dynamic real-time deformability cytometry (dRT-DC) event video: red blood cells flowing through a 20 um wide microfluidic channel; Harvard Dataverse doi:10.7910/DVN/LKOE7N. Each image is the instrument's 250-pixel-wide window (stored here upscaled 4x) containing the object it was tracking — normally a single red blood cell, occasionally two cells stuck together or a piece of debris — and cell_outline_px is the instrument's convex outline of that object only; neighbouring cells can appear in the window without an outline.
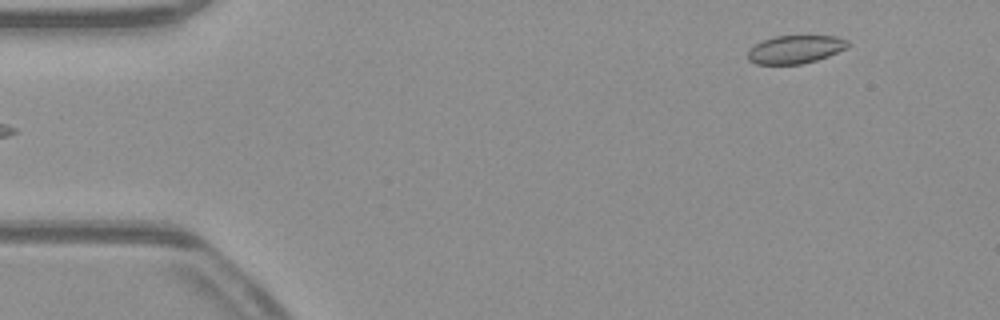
{"species": "common noctule bat (a hibernating species)", "species_latin": "Nyctalus noctula", "temperature_condition": "warm", "stored_images_in_passage": 49, "camera_frame_rate_fps": 3000, "um_per_image_px": 0.085, "animal": {"sex": "male", "body_mass_g": 23.1, "forearm_length_mm": 52.7}, "frame": {"image": 1, "passage_image": 2, "time_ms": 0.333, "image_size_px": [1000, 320], "cell_outline_px": [[848, 48], [828, 56], [816, 60], [800, 64], [756, 64], [748, 60], [748, 52], [756, 44], [764, 40], [776, 36], [836, 36], [848, 40]], "centroid_in_image_um": [67.63, 4.2], "position_along_channel_um": 17.4, "area_um2": 16.24}}
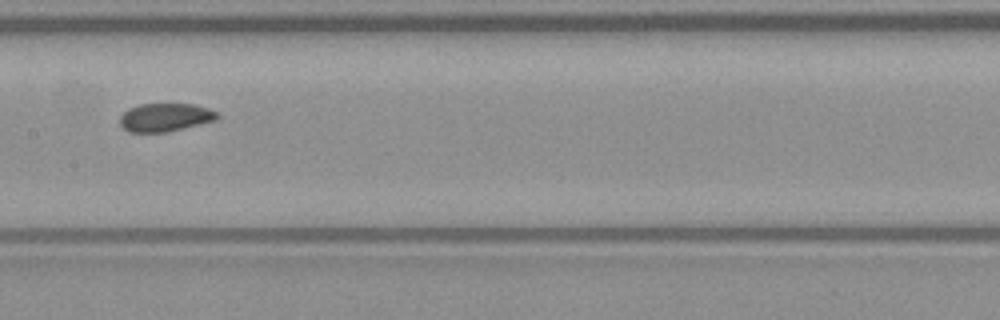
{"frame": {"image": 2, "passage_image": 23, "time_ms": 7.333, "image_size_px": [1000, 320], "cell_outline_px": [[220, 116], [216, 120], [164, 132], [128, 132], [120, 124], [120, 116], [128, 108], [140, 104], [192, 104], [208, 108], [216, 112]], "centroid_in_image_um": [14.01, 9.97], "position_along_channel_um": 193.4, "area_um2": 15.84}}
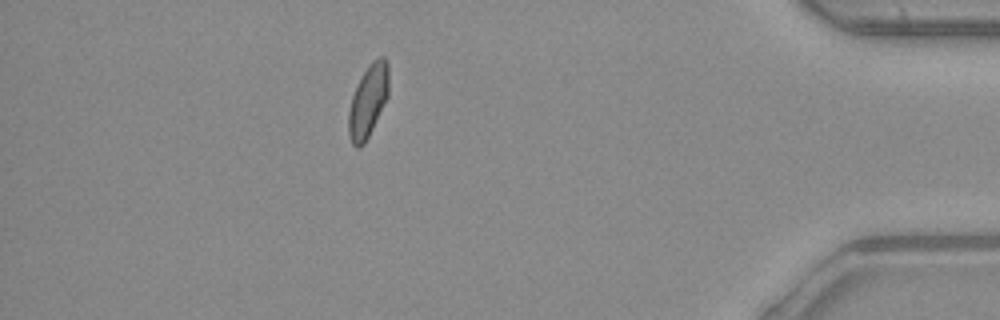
{"frame": {"image": 3, "passage_image": 43, "time_ms": 14.0, "image_size_px": [1000, 320], "cell_outline_px": [[388, 96], [364, 144], [360, 148], [356, 148], [352, 144], [348, 136], [348, 112], [352, 96], [356, 84], [372, 60], [380, 56], [384, 56], [388, 64]], "centroid_in_image_um": [31.27, 8.58], "position_along_channel_um": 403.9, "area_um2": 16.94}, "authors_computed_cell_mechanics": {"area_um2": 16.8198, "velocity_mm_per_s": 3.9136, "shape_relaxation_time_tau1_ms": null, "shape_relaxation_time_tau2_ms": 3.9162, "deformation_change_tau1": null, "deformation_change_tau2": 0.0552}}